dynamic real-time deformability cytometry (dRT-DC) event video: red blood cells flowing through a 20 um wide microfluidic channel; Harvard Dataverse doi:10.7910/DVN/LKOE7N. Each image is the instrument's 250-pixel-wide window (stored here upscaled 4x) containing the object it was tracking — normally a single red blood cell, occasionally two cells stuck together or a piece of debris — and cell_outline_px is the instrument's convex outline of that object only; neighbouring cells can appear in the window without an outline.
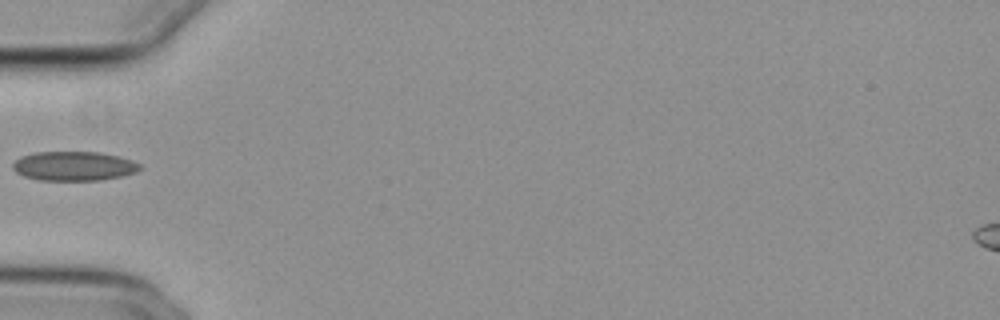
{"species": "common noctule bat (a hibernating species)", "species_latin": "Nyctalus noctula", "temperature_condition": "cold", "stored_images_in_passage": 36, "camera_frame_rate_fps": 3000, "um_per_image_px": 0.085, "animal": {"sex": "female", "body_mass_g": 29.2, "forearm_length_mm": 56.3}, "frame": {"image": 1, "passage_image": 1, "time_ms": 0.0, "image_size_px": [1000, 320], "cell_outline_px": [[144, 168], [136, 172], [120, 176], [100, 180], [36, 180], [24, 176], [16, 172], [12, 168], [12, 164], [20, 156], [32, 152], [100, 152], [120, 156], [132, 160], [140, 164]], "centroid_in_image_um": [6.28, 14.11], "position_along_channel_um": 78.7, "area_um2": 21.91}}
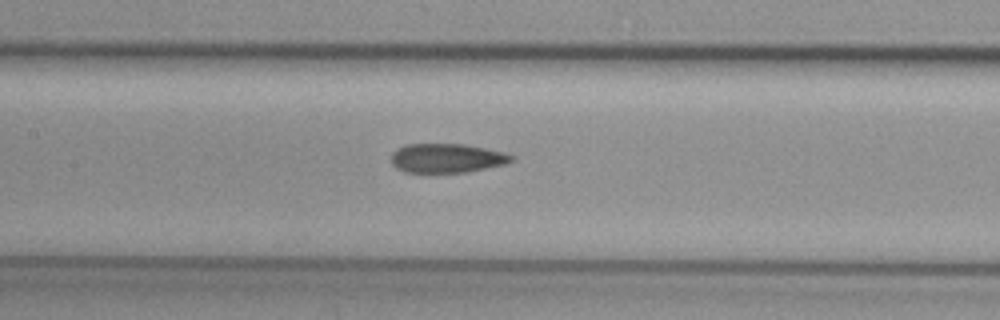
{"frame": {"image": 2, "passage_image": 8, "time_ms": 2.333, "image_size_px": [1000, 320], "cell_outline_px": [[516, 156], [508, 164], [468, 172], [404, 172], [396, 168], [392, 164], [392, 152], [396, 148], [404, 144], [464, 144], [504, 152]], "centroid_in_image_um": [37.99, 13.44], "position_along_channel_um": 169.4, "area_um2": 20.63}}
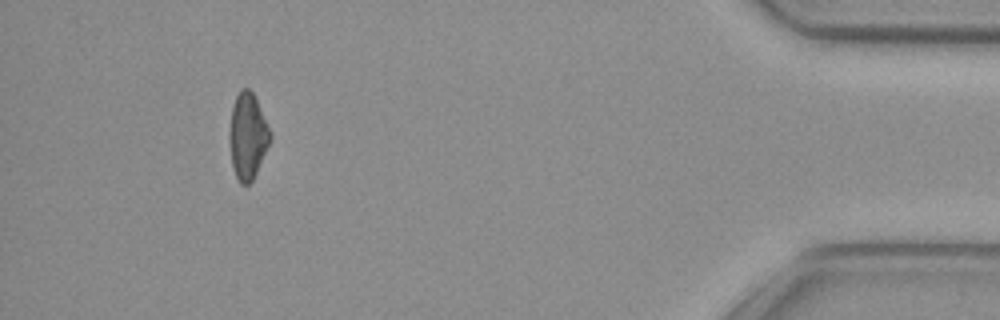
{"frame": {"image": 3, "passage_image": 32, "time_ms": 10.333, "image_size_px": [1000, 320], "cell_outline_px": [[272, 136], [256, 172], [252, 180], [248, 184], [240, 184], [236, 176], [232, 164], [228, 140], [232, 108], [236, 96], [240, 88], [248, 88], [252, 92], [272, 132]], "centroid_in_image_um": [21.04, 11.55], "position_along_channel_um": 414.2, "area_um2": 20.23}}